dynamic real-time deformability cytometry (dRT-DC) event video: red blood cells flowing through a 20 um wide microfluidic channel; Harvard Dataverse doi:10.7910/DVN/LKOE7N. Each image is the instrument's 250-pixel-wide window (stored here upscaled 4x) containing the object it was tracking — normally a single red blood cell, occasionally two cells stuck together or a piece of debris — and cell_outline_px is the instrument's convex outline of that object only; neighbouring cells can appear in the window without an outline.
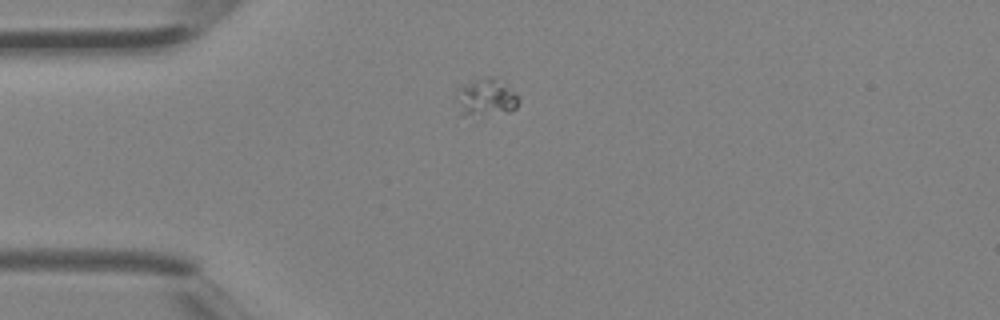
{"species": "Egyptian fruit bat (a non-hibernating species)", "species_latin": "Rousettus aegyptiacus", "temperature_condition": "room temperature", "stored_images_in_passage": 4, "camera_frame_rate_fps": 3000, "um_per_image_px": 0.085, "animal": {"sex": "female"}, "frame": {"image": 1, "passage_image": 4, "time_ms": 1.0, "image_size_px": [1000, 320], "cell_outline_px": [[520, 100], [516, 108], [508, 112], [464, 116], [460, 112], [460, 88], [476, 80], [488, 76], [500, 76]], "centroid_in_image_um": [41.42, 8.26], "position_along_channel_um": 43.6, "area_um2": 13.12}}